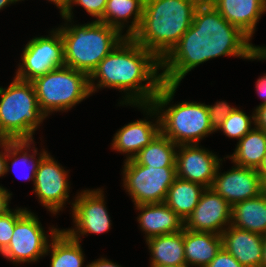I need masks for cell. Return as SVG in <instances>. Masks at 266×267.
Segmentation results:
<instances>
[{"mask_svg":"<svg viewBox=\"0 0 266 267\" xmlns=\"http://www.w3.org/2000/svg\"><path fill=\"white\" fill-rule=\"evenodd\" d=\"M250 38L230 24L207 0L197 7L190 28L161 61L162 81L179 85L196 66L220 56L266 59V47L253 46Z\"/></svg>","mask_w":266,"mask_h":267,"instance_id":"6da1fadb","label":"cell"},{"mask_svg":"<svg viewBox=\"0 0 266 267\" xmlns=\"http://www.w3.org/2000/svg\"><path fill=\"white\" fill-rule=\"evenodd\" d=\"M160 69L161 61L152 52L125 37L89 76L90 90L95 93L97 88L111 87L130 91L126 92L123 104H151L163 84Z\"/></svg>","mask_w":266,"mask_h":267,"instance_id":"7a4b0ae2","label":"cell"},{"mask_svg":"<svg viewBox=\"0 0 266 267\" xmlns=\"http://www.w3.org/2000/svg\"><path fill=\"white\" fill-rule=\"evenodd\" d=\"M203 0H145L138 30L132 39L162 61L192 25Z\"/></svg>","mask_w":266,"mask_h":267,"instance_id":"3957f363","label":"cell"},{"mask_svg":"<svg viewBox=\"0 0 266 267\" xmlns=\"http://www.w3.org/2000/svg\"><path fill=\"white\" fill-rule=\"evenodd\" d=\"M178 86L163 83L151 104L136 106L145 109L150 116L156 115V113L158 116L160 113L161 133L177 146L199 144L198 142L203 137L214 132L205 104L182 101V103L172 105L164 110L165 106L172 101Z\"/></svg>","mask_w":266,"mask_h":267,"instance_id":"277c9868","label":"cell"},{"mask_svg":"<svg viewBox=\"0 0 266 267\" xmlns=\"http://www.w3.org/2000/svg\"><path fill=\"white\" fill-rule=\"evenodd\" d=\"M58 30L63 41L65 66L88 76L125 38L117 29L96 20L84 25L61 26Z\"/></svg>","mask_w":266,"mask_h":267,"instance_id":"5b68a950","label":"cell"},{"mask_svg":"<svg viewBox=\"0 0 266 267\" xmlns=\"http://www.w3.org/2000/svg\"><path fill=\"white\" fill-rule=\"evenodd\" d=\"M0 132L8 140H33L34 131L47 116L40 110L32 82L14 78L0 87Z\"/></svg>","mask_w":266,"mask_h":267,"instance_id":"8992f818","label":"cell"},{"mask_svg":"<svg viewBox=\"0 0 266 267\" xmlns=\"http://www.w3.org/2000/svg\"><path fill=\"white\" fill-rule=\"evenodd\" d=\"M40 110L50 112L69 110L91 93L89 76L68 66L56 68L32 81Z\"/></svg>","mask_w":266,"mask_h":267,"instance_id":"52a82bcc","label":"cell"},{"mask_svg":"<svg viewBox=\"0 0 266 267\" xmlns=\"http://www.w3.org/2000/svg\"><path fill=\"white\" fill-rule=\"evenodd\" d=\"M123 187L135 205L164 203L167 191L177 178L176 167L153 168L125 160Z\"/></svg>","mask_w":266,"mask_h":267,"instance_id":"ba28073f","label":"cell"},{"mask_svg":"<svg viewBox=\"0 0 266 267\" xmlns=\"http://www.w3.org/2000/svg\"><path fill=\"white\" fill-rule=\"evenodd\" d=\"M16 78L32 82L46 73L65 66L63 41L60 31H51L50 37H36L30 40L23 49Z\"/></svg>","mask_w":266,"mask_h":267,"instance_id":"9c48e42d","label":"cell"},{"mask_svg":"<svg viewBox=\"0 0 266 267\" xmlns=\"http://www.w3.org/2000/svg\"><path fill=\"white\" fill-rule=\"evenodd\" d=\"M38 218L26 210L15 223L9 245L1 252L13 263L36 262L47 255L48 239Z\"/></svg>","mask_w":266,"mask_h":267,"instance_id":"30bf717a","label":"cell"},{"mask_svg":"<svg viewBox=\"0 0 266 267\" xmlns=\"http://www.w3.org/2000/svg\"><path fill=\"white\" fill-rule=\"evenodd\" d=\"M76 198L72 203L73 222L76 228L64 229L70 237L79 241L80 234H101L110 229L111 220L104 204L102 189L84 190Z\"/></svg>","mask_w":266,"mask_h":267,"instance_id":"8fae6325","label":"cell"},{"mask_svg":"<svg viewBox=\"0 0 266 267\" xmlns=\"http://www.w3.org/2000/svg\"><path fill=\"white\" fill-rule=\"evenodd\" d=\"M47 154L40 162L34 180L39 202L53 214L61 210L69 198L68 171Z\"/></svg>","mask_w":266,"mask_h":267,"instance_id":"7c38bea8","label":"cell"},{"mask_svg":"<svg viewBox=\"0 0 266 267\" xmlns=\"http://www.w3.org/2000/svg\"><path fill=\"white\" fill-rule=\"evenodd\" d=\"M232 206L213 189L206 188L199 203L184 222V228L192 231L212 232L221 235L231 225Z\"/></svg>","mask_w":266,"mask_h":267,"instance_id":"4fadbf2b","label":"cell"},{"mask_svg":"<svg viewBox=\"0 0 266 267\" xmlns=\"http://www.w3.org/2000/svg\"><path fill=\"white\" fill-rule=\"evenodd\" d=\"M219 168L220 164L211 189L231 206L262 193L263 183L256 169L235 165L230 171L220 175Z\"/></svg>","mask_w":266,"mask_h":267,"instance_id":"5bb4252c","label":"cell"},{"mask_svg":"<svg viewBox=\"0 0 266 267\" xmlns=\"http://www.w3.org/2000/svg\"><path fill=\"white\" fill-rule=\"evenodd\" d=\"M176 153L177 177L211 188L220 161L214 153L198 144L178 145Z\"/></svg>","mask_w":266,"mask_h":267,"instance_id":"9a60e30c","label":"cell"},{"mask_svg":"<svg viewBox=\"0 0 266 267\" xmlns=\"http://www.w3.org/2000/svg\"><path fill=\"white\" fill-rule=\"evenodd\" d=\"M222 247L244 267H261L263 238L259 233L229 225L221 234Z\"/></svg>","mask_w":266,"mask_h":267,"instance_id":"2e32d148","label":"cell"},{"mask_svg":"<svg viewBox=\"0 0 266 267\" xmlns=\"http://www.w3.org/2000/svg\"><path fill=\"white\" fill-rule=\"evenodd\" d=\"M232 25L250 39L261 15L266 12V0H207Z\"/></svg>","mask_w":266,"mask_h":267,"instance_id":"e0dca14e","label":"cell"},{"mask_svg":"<svg viewBox=\"0 0 266 267\" xmlns=\"http://www.w3.org/2000/svg\"><path fill=\"white\" fill-rule=\"evenodd\" d=\"M135 207L142 212L137 220L146 234V240L176 233L184 228L183 220L165 203L139 204Z\"/></svg>","mask_w":266,"mask_h":267,"instance_id":"ac0fdd59","label":"cell"},{"mask_svg":"<svg viewBox=\"0 0 266 267\" xmlns=\"http://www.w3.org/2000/svg\"><path fill=\"white\" fill-rule=\"evenodd\" d=\"M151 123L146 119L137 120L119 129L113 137L112 149L120 153H128L125 160L133 159L161 132L159 116L156 124Z\"/></svg>","mask_w":266,"mask_h":267,"instance_id":"d6986e66","label":"cell"},{"mask_svg":"<svg viewBox=\"0 0 266 267\" xmlns=\"http://www.w3.org/2000/svg\"><path fill=\"white\" fill-rule=\"evenodd\" d=\"M222 247L221 235L184 228L186 266L206 267Z\"/></svg>","mask_w":266,"mask_h":267,"instance_id":"ffe728a7","label":"cell"},{"mask_svg":"<svg viewBox=\"0 0 266 267\" xmlns=\"http://www.w3.org/2000/svg\"><path fill=\"white\" fill-rule=\"evenodd\" d=\"M231 225L254 233L266 235V196L244 200L232 206Z\"/></svg>","mask_w":266,"mask_h":267,"instance_id":"44dd1931","label":"cell"},{"mask_svg":"<svg viewBox=\"0 0 266 267\" xmlns=\"http://www.w3.org/2000/svg\"><path fill=\"white\" fill-rule=\"evenodd\" d=\"M144 2L145 0H107L103 17L99 22L117 29L122 34L124 21L128 22V18L133 15L134 18L125 34V37H132L141 23Z\"/></svg>","mask_w":266,"mask_h":267,"instance_id":"7402d4cb","label":"cell"},{"mask_svg":"<svg viewBox=\"0 0 266 267\" xmlns=\"http://www.w3.org/2000/svg\"><path fill=\"white\" fill-rule=\"evenodd\" d=\"M151 252V265L186 266L184 228L182 231L146 240Z\"/></svg>","mask_w":266,"mask_h":267,"instance_id":"603a6c76","label":"cell"},{"mask_svg":"<svg viewBox=\"0 0 266 267\" xmlns=\"http://www.w3.org/2000/svg\"><path fill=\"white\" fill-rule=\"evenodd\" d=\"M205 189L206 187L199 183L177 177L167 191L164 203L185 222L199 203Z\"/></svg>","mask_w":266,"mask_h":267,"instance_id":"cb8c5ba5","label":"cell"},{"mask_svg":"<svg viewBox=\"0 0 266 267\" xmlns=\"http://www.w3.org/2000/svg\"><path fill=\"white\" fill-rule=\"evenodd\" d=\"M51 243L48 245L47 253L51 250L50 267H82L84 255L77 241L70 237L64 230L52 228Z\"/></svg>","mask_w":266,"mask_h":267,"instance_id":"d4e9b609","label":"cell"},{"mask_svg":"<svg viewBox=\"0 0 266 267\" xmlns=\"http://www.w3.org/2000/svg\"><path fill=\"white\" fill-rule=\"evenodd\" d=\"M265 155L266 132L255 126L239 140L234 153L229 158L237 166L257 170Z\"/></svg>","mask_w":266,"mask_h":267,"instance_id":"484cf974","label":"cell"},{"mask_svg":"<svg viewBox=\"0 0 266 267\" xmlns=\"http://www.w3.org/2000/svg\"><path fill=\"white\" fill-rule=\"evenodd\" d=\"M176 147L178 146L160 132L133 159L146 167H176Z\"/></svg>","mask_w":266,"mask_h":267,"instance_id":"4316f807","label":"cell"},{"mask_svg":"<svg viewBox=\"0 0 266 267\" xmlns=\"http://www.w3.org/2000/svg\"><path fill=\"white\" fill-rule=\"evenodd\" d=\"M34 142L33 140H9L7 142V156H6V160H11L12 161V166L16 169L17 165L22 164L23 166H25L24 164L28 165L29 168H26L27 170L30 169L29 172H31V174H26V176L23 178L25 180H30L32 179L33 182L35 180V175L36 172L38 170L39 164L41 162V160L48 154L47 151H43L42 153H40V156L38 157V159H36L35 161V156L37 154V149H33V153L34 154H28V152L24 151L29 149L30 150V144ZM24 151V152H23ZM23 153V154H21ZM21 154V155H19ZM17 155L18 158H17ZM12 157V158H11ZM19 163V164H18ZM16 166V167H15Z\"/></svg>","mask_w":266,"mask_h":267,"instance_id":"83f0119b","label":"cell"},{"mask_svg":"<svg viewBox=\"0 0 266 267\" xmlns=\"http://www.w3.org/2000/svg\"><path fill=\"white\" fill-rule=\"evenodd\" d=\"M251 120L255 121V114L249 117L243 111L236 108L222 123L219 130L223 131L230 138L240 140L253 129L251 128Z\"/></svg>","mask_w":266,"mask_h":267,"instance_id":"f1b7e54d","label":"cell"},{"mask_svg":"<svg viewBox=\"0 0 266 267\" xmlns=\"http://www.w3.org/2000/svg\"><path fill=\"white\" fill-rule=\"evenodd\" d=\"M25 211L26 208H19L14 212L10 210L5 215L0 216V253L9 245L15 223Z\"/></svg>","mask_w":266,"mask_h":267,"instance_id":"f546056e","label":"cell"},{"mask_svg":"<svg viewBox=\"0 0 266 267\" xmlns=\"http://www.w3.org/2000/svg\"><path fill=\"white\" fill-rule=\"evenodd\" d=\"M107 0H70L69 6L65 13L61 15L63 19L71 22L73 12L72 6L78 4L85 8L91 16L96 17V21H99L103 17V13L106 8ZM73 4V5H72Z\"/></svg>","mask_w":266,"mask_h":267,"instance_id":"4dcf8cb0","label":"cell"},{"mask_svg":"<svg viewBox=\"0 0 266 267\" xmlns=\"http://www.w3.org/2000/svg\"><path fill=\"white\" fill-rule=\"evenodd\" d=\"M209 113L210 125L213 131H218L222 123L236 109L225 101L216 102L213 106L206 105Z\"/></svg>","mask_w":266,"mask_h":267,"instance_id":"1f68e13d","label":"cell"},{"mask_svg":"<svg viewBox=\"0 0 266 267\" xmlns=\"http://www.w3.org/2000/svg\"><path fill=\"white\" fill-rule=\"evenodd\" d=\"M206 267H244L223 247Z\"/></svg>","mask_w":266,"mask_h":267,"instance_id":"d6a6232c","label":"cell"},{"mask_svg":"<svg viewBox=\"0 0 266 267\" xmlns=\"http://www.w3.org/2000/svg\"><path fill=\"white\" fill-rule=\"evenodd\" d=\"M254 112L255 121L253 123L256 127L266 132V104L259 105Z\"/></svg>","mask_w":266,"mask_h":267,"instance_id":"836d02e7","label":"cell"},{"mask_svg":"<svg viewBox=\"0 0 266 267\" xmlns=\"http://www.w3.org/2000/svg\"><path fill=\"white\" fill-rule=\"evenodd\" d=\"M12 194L8 192L5 188L0 186V216L5 215L9 209V200Z\"/></svg>","mask_w":266,"mask_h":267,"instance_id":"e575fe53","label":"cell"},{"mask_svg":"<svg viewBox=\"0 0 266 267\" xmlns=\"http://www.w3.org/2000/svg\"><path fill=\"white\" fill-rule=\"evenodd\" d=\"M256 90L258 95L264 100L260 105L266 104V74L257 80Z\"/></svg>","mask_w":266,"mask_h":267,"instance_id":"d590c367","label":"cell"},{"mask_svg":"<svg viewBox=\"0 0 266 267\" xmlns=\"http://www.w3.org/2000/svg\"><path fill=\"white\" fill-rule=\"evenodd\" d=\"M4 152H0V177L9 172V163L6 160L7 156V143L3 146Z\"/></svg>","mask_w":266,"mask_h":267,"instance_id":"8d00e7d4","label":"cell"},{"mask_svg":"<svg viewBox=\"0 0 266 267\" xmlns=\"http://www.w3.org/2000/svg\"><path fill=\"white\" fill-rule=\"evenodd\" d=\"M86 267H121L118 264L112 263V261L108 259H97V261H93L92 263L88 264Z\"/></svg>","mask_w":266,"mask_h":267,"instance_id":"74e56055","label":"cell"},{"mask_svg":"<svg viewBox=\"0 0 266 267\" xmlns=\"http://www.w3.org/2000/svg\"><path fill=\"white\" fill-rule=\"evenodd\" d=\"M53 2L58 8H60V13L63 15L67 10L70 0H49Z\"/></svg>","mask_w":266,"mask_h":267,"instance_id":"f35d334b","label":"cell"},{"mask_svg":"<svg viewBox=\"0 0 266 267\" xmlns=\"http://www.w3.org/2000/svg\"><path fill=\"white\" fill-rule=\"evenodd\" d=\"M257 172L260 176L262 183L266 181V155L263 157L261 164L259 165Z\"/></svg>","mask_w":266,"mask_h":267,"instance_id":"ab89813d","label":"cell"},{"mask_svg":"<svg viewBox=\"0 0 266 267\" xmlns=\"http://www.w3.org/2000/svg\"><path fill=\"white\" fill-rule=\"evenodd\" d=\"M261 267H266V235L263 238V256Z\"/></svg>","mask_w":266,"mask_h":267,"instance_id":"60d3db41","label":"cell"},{"mask_svg":"<svg viewBox=\"0 0 266 267\" xmlns=\"http://www.w3.org/2000/svg\"><path fill=\"white\" fill-rule=\"evenodd\" d=\"M17 1H21V0H0V9H3L5 6L12 4V3H16Z\"/></svg>","mask_w":266,"mask_h":267,"instance_id":"b9f144b4","label":"cell"},{"mask_svg":"<svg viewBox=\"0 0 266 267\" xmlns=\"http://www.w3.org/2000/svg\"><path fill=\"white\" fill-rule=\"evenodd\" d=\"M9 140L0 132V147H3Z\"/></svg>","mask_w":266,"mask_h":267,"instance_id":"7bdbcfd3","label":"cell"},{"mask_svg":"<svg viewBox=\"0 0 266 267\" xmlns=\"http://www.w3.org/2000/svg\"><path fill=\"white\" fill-rule=\"evenodd\" d=\"M151 267H187V266H177V265H150Z\"/></svg>","mask_w":266,"mask_h":267,"instance_id":"ee69618b","label":"cell"},{"mask_svg":"<svg viewBox=\"0 0 266 267\" xmlns=\"http://www.w3.org/2000/svg\"><path fill=\"white\" fill-rule=\"evenodd\" d=\"M262 193L266 196V181L263 182V190Z\"/></svg>","mask_w":266,"mask_h":267,"instance_id":"f6af8a7d","label":"cell"}]
</instances>
